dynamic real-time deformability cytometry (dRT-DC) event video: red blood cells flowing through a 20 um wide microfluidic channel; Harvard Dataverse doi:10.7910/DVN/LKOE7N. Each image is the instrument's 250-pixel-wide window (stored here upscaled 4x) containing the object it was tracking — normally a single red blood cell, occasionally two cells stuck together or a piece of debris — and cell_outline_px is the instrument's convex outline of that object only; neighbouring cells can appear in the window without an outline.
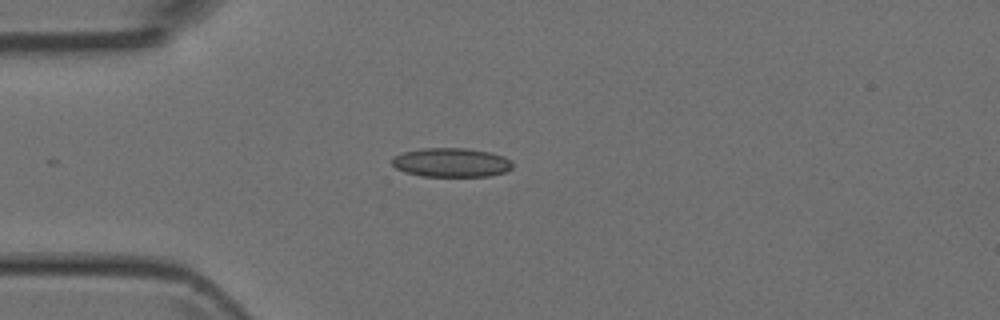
{"species": "Egyptian fruit bat (a non-hibernating species)", "species_latin": "Rousettus aegyptiacus", "temperature_condition": "room temperature", "stored_images_in_passage": 3, "camera_frame_rate_fps": 3000, "um_per_image_px": 0.085, "animal": {"sex": "female"}, "frame": {"image": 1, "passage_image": 3, "time_ms": 2.333, "image_size_px": [1000, 320], "cell_outline_px": [[512, 168], [504, 172], [488, 176], [420, 176], [404, 172], [396, 168], [392, 164], [392, 156], [404, 152], [420, 148], [468, 148], [488, 152], [504, 156], [512, 164]], "centroid_in_image_um": [38.31, 13.81], "position_along_channel_um": 46.7, "area_um2": 20.4}}